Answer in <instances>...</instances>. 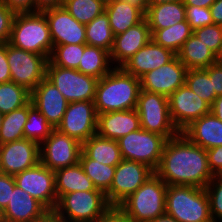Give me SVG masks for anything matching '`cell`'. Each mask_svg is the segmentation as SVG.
Here are the masks:
<instances>
[{
  "label": "cell",
  "mask_w": 222,
  "mask_h": 222,
  "mask_svg": "<svg viewBox=\"0 0 222 222\" xmlns=\"http://www.w3.org/2000/svg\"><path fill=\"white\" fill-rule=\"evenodd\" d=\"M155 173L167 185L205 188L214 177L206 149L192 143L182 132L168 139Z\"/></svg>",
  "instance_id": "6da1fadb"
},
{
  "label": "cell",
  "mask_w": 222,
  "mask_h": 222,
  "mask_svg": "<svg viewBox=\"0 0 222 222\" xmlns=\"http://www.w3.org/2000/svg\"><path fill=\"white\" fill-rule=\"evenodd\" d=\"M140 90L139 78L114 67L98 79L94 100L97 114L136 109Z\"/></svg>",
  "instance_id": "7a4b0ae2"
},
{
  "label": "cell",
  "mask_w": 222,
  "mask_h": 222,
  "mask_svg": "<svg viewBox=\"0 0 222 222\" xmlns=\"http://www.w3.org/2000/svg\"><path fill=\"white\" fill-rule=\"evenodd\" d=\"M8 43L16 48L50 58L53 43L44 13L38 11L16 14Z\"/></svg>",
  "instance_id": "3957f363"
},
{
  "label": "cell",
  "mask_w": 222,
  "mask_h": 222,
  "mask_svg": "<svg viewBox=\"0 0 222 222\" xmlns=\"http://www.w3.org/2000/svg\"><path fill=\"white\" fill-rule=\"evenodd\" d=\"M166 214L178 222H213L205 188L168 185Z\"/></svg>",
  "instance_id": "277c9868"
},
{
  "label": "cell",
  "mask_w": 222,
  "mask_h": 222,
  "mask_svg": "<svg viewBox=\"0 0 222 222\" xmlns=\"http://www.w3.org/2000/svg\"><path fill=\"white\" fill-rule=\"evenodd\" d=\"M167 184L155 173L118 207L134 222H149L166 213Z\"/></svg>",
  "instance_id": "5b68a950"
},
{
  "label": "cell",
  "mask_w": 222,
  "mask_h": 222,
  "mask_svg": "<svg viewBox=\"0 0 222 222\" xmlns=\"http://www.w3.org/2000/svg\"><path fill=\"white\" fill-rule=\"evenodd\" d=\"M110 207L105 194L95 189L62 195L53 212L67 222H94Z\"/></svg>",
  "instance_id": "8992f818"
},
{
  "label": "cell",
  "mask_w": 222,
  "mask_h": 222,
  "mask_svg": "<svg viewBox=\"0 0 222 222\" xmlns=\"http://www.w3.org/2000/svg\"><path fill=\"white\" fill-rule=\"evenodd\" d=\"M136 111L142 129L160 134L167 140L180 133L171 119L167 96L140 90Z\"/></svg>",
  "instance_id": "52a82bcc"
},
{
  "label": "cell",
  "mask_w": 222,
  "mask_h": 222,
  "mask_svg": "<svg viewBox=\"0 0 222 222\" xmlns=\"http://www.w3.org/2000/svg\"><path fill=\"white\" fill-rule=\"evenodd\" d=\"M117 141L124 160L143 163L156 171L167 139L160 134L140 128Z\"/></svg>",
  "instance_id": "ba28073f"
},
{
  "label": "cell",
  "mask_w": 222,
  "mask_h": 222,
  "mask_svg": "<svg viewBox=\"0 0 222 222\" xmlns=\"http://www.w3.org/2000/svg\"><path fill=\"white\" fill-rule=\"evenodd\" d=\"M46 78L57 87L69 103L95 100L98 82L96 77L83 74L77 69L56 66L48 61Z\"/></svg>",
  "instance_id": "9c48e42d"
},
{
  "label": "cell",
  "mask_w": 222,
  "mask_h": 222,
  "mask_svg": "<svg viewBox=\"0 0 222 222\" xmlns=\"http://www.w3.org/2000/svg\"><path fill=\"white\" fill-rule=\"evenodd\" d=\"M7 60L11 81L30 92L46 78L47 56L34 54L7 43Z\"/></svg>",
  "instance_id": "30bf717a"
},
{
  "label": "cell",
  "mask_w": 222,
  "mask_h": 222,
  "mask_svg": "<svg viewBox=\"0 0 222 222\" xmlns=\"http://www.w3.org/2000/svg\"><path fill=\"white\" fill-rule=\"evenodd\" d=\"M82 144L57 129L39 145L40 162L52 171L75 165L79 162Z\"/></svg>",
  "instance_id": "8fae6325"
},
{
  "label": "cell",
  "mask_w": 222,
  "mask_h": 222,
  "mask_svg": "<svg viewBox=\"0 0 222 222\" xmlns=\"http://www.w3.org/2000/svg\"><path fill=\"white\" fill-rule=\"evenodd\" d=\"M154 174L155 171L143 163L123 159L116 166L110 190L105 194L108 203L118 206Z\"/></svg>",
  "instance_id": "7c38bea8"
},
{
  "label": "cell",
  "mask_w": 222,
  "mask_h": 222,
  "mask_svg": "<svg viewBox=\"0 0 222 222\" xmlns=\"http://www.w3.org/2000/svg\"><path fill=\"white\" fill-rule=\"evenodd\" d=\"M16 185L41 202L53 212L58 199L56 195L55 172L41 162L14 176Z\"/></svg>",
  "instance_id": "4fadbf2b"
},
{
  "label": "cell",
  "mask_w": 222,
  "mask_h": 222,
  "mask_svg": "<svg viewBox=\"0 0 222 222\" xmlns=\"http://www.w3.org/2000/svg\"><path fill=\"white\" fill-rule=\"evenodd\" d=\"M97 120L94 101L70 102L56 129L82 144L97 133Z\"/></svg>",
  "instance_id": "5bb4252c"
},
{
  "label": "cell",
  "mask_w": 222,
  "mask_h": 222,
  "mask_svg": "<svg viewBox=\"0 0 222 222\" xmlns=\"http://www.w3.org/2000/svg\"><path fill=\"white\" fill-rule=\"evenodd\" d=\"M168 100L171 119L180 132L194 120L210 113V105L186 83L173 92Z\"/></svg>",
  "instance_id": "9a60e30c"
},
{
  "label": "cell",
  "mask_w": 222,
  "mask_h": 222,
  "mask_svg": "<svg viewBox=\"0 0 222 222\" xmlns=\"http://www.w3.org/2000/svg\"><path fill=\"white\" fill-rule=\"evenodd\" d=\"M40 162L39 144L21 139L0 145V172L15 176Z\"/></svg>",
  "instance_id": "2e32d148"
},
{
  "label": "cell",
  "mask_w": 222,
  "mask_h": 222,
  "mask_svg": "<svg viewBox=\"0 0 222 222\" xmlns=\"http://www.w3.org/2000/svg\"><path fill=\"white\" fill-rule=\"evenodd\" d=\"M187 68L176 55L170 62L140 78L141 90L169 97L186 81Z\"/></svg>",
  "instance_id": "e0dca14e"
},
{
  "label": "cell",
  "mask_w": 222,
  "mask_h": 222,
  "mask_svg": "<svg viewBox=\"0 0 222 222\" xmlns=\"http://www.w3.org/2000/svg\"><path fill=\"white\" fill-rule=\"evenodd\" d=\"M42 12L48 21L53 46L87 44L85 25L79 23L63 5L48 8Z\"/></svg>",
  "instance_id": "ac0fdd59"
},
{
  "label": "cell",
  "mask_w": 222,
  "mask_h": 222,
  "mask_svg": "<svg viewBox=\"0 0 222 222\" xmlns=\"http://www.w3.org/2000/svg\"><path fill=\"white\" fill-rule=\"evenodd\" d=\"M32 105L43 114L48 123L56 129L64 116L68 101L57 87L44 78L31 92Z\"/></svg>",
  "instance_id": "d6986e66"
},
{
  "label": "cell",
  "mask_w": 222,
  "mask_h": 222,
  "mask_svg": "<svg viewBox=\"0 0 222 222\" xmlns=\"http://www.w3.org/2000/svg\"><path fill=\"white\" fill-rule=\"evenodd\" d=\"M176 54L151 39L144 47L129 58L121 68L128 74L141 78L147 72L153 71L170 62Z\"/></svg>",
  "instance_id": "ffe728a7"
},
{
  "label": "cell",
  "mask_w": 222,
  "mask_h": 222,
  "mask_svg": "<svg viewBox=\"0 0 222 222\" xmlns=\"http://www.w3.org/2000/svg\"><path fill=\"white\" fill-rule=\"evenodd\" d=\"M50 211L15 184L8 205L3 210L4 222H38Z\"/></svg>",
  "instance_id": "44dd1931"
},
{
  "label": "cell",
  "mask_w": 222,
  "mask_h": 222,
  "mask_svg": "<svg viewBox=\"0 0 222 222\" xmlns=\"http://www.w3.org/2000/svg\"><path fill=\"white\" fill-rule=\"evenodd\" d=\"M150 40L151 32L146 19L128 28L124 33L116 35L110 51L112 64H117L114 67H121Z\"/></svg>",
  "instance_id": "7402d4cb"
},
{
  "label": "cell",
  "mask_w": 222,
  "mask_h": 222,
  "mask_svg": "<svg viewBox=\"0 0 222 222\" xmlns=\"http://www.w3.org/2000/svg\"><path fill=\"white\" fill-rule=\"evenodd\" d=\"M140 128L139 114L136 109L98 114L97 134L104 138L119 140Z\"/></svg>",
  "instance_id": "603a6c76"
},
{
  "label": "cell",
  "mask_w": 222,
  "mask_h": 222,
  "mask_svg": "<svg viewBox=\"0 0 222 222\" xmlns=\"http://www.w3.org/2000/svg\"><path fill=\"white\" fill-rule=\"evenodd\" d=\"M181 132L203 149L222 146V121L211 112L194 120Z\"/></svg>",
  "instance_id": "cb8c5ba5"
},
{
  "label": "cell",
  "mask_w": 222,
  "mask_h": 222,
  "mask_svg": "<svg viewBox=\"0 0 222 222\" xmlns=\"http://www.w3.org/2000/svg\"><path fill=\"white\" fill-rule=\"evenodd\" d=\"M114 36L124 33L145 19V13L138 7L123 0H114L105 6Z\"/></svg>",
  "instance_id": "d4e9b609"
},
{
  "label": "cell",
  "mask_w": 222,
  "mask_h": 222,
  "mask_svg": "<svg viewBox=\"0 0 222 222\" xmlns=\"http://www.w3.org/2000/svg\"><path fill=\"white\" fill-rule=\"evenodd\" d=\"M55 184L57 199L70 192L93 191L96 189L79 162L75 165L56 170Z\"/></svg>",
  "instance_id": "484cf974"
},
{
  "label": "cell",
  "mask_w": 222,
  "mask_h": 222,
  "mask_svg": "<svg viewBox=\"0 0 222 222\" xmlns=\"http://www.w3.org/2000/svg\"><path fill=\"white\" fill-rule=\"evenodd\" d=\"M82 152L88 158L110 166H117L123 160L118 141L97 133L82 143Z\"/></svg>",
  "instance_id": "4316f807"
},
{
  "label": "cell",
  "mask_w": 222,
  "mask_h": 222,
  "mask_svg": "<svg viewBox=\"0 0 222 222\" xmlns=\"http://www.w3.org/2000/svg\"><path fill=\"white\" fill-rule=\"evenodd\" d=\"M176 55L188 70L205 69L216 63V55L194 34L184 42Z\"/></svg>",
  "instance_id": "83f0119b"
},
{
  "label": "cell",
  "mask_w": 222,
  "mask_h": 222,
  "mask_svg": "<svg viewBox=\"0 0 222 222\" xmlns=\"http://www.w3.org/2000/svg\"><path fill=\"white\" fill-rule=\"evenodd\" d=\"M145 19L150 29H164L186 20L184 2H169L147 8Z\"/></svg>",
  "instance_id": "f1b7e54d"
},
{
  "label": "cell",
  "mask_w": 222,
  "mask_h": 222,
  "mask_svg": "<svg viewBox=\"0 0 222 222\" xmlns=\"http://www.w3.org/2000/svg\"><path fill=\"white\" fill-rule=\"evenodd\" d=\"M113 68L110 52L100 47L86 45L77 70L101 79Z\"/></svg>",
  "instance_id": "f546056e"
},
{
  "label": "cell",
  "mask_w": 222,
  "mask_h": 222,
  "mask_svg": "<svg viewBox=\"0 0 222 222\" xmlns=\"http://www.w3.org/2000/svg\"><path fill=\"white\" fill-rule=\"evenodd\" d=\"M151 39L157 44L177 54L184 42L193 34L189 23L185 20L164 29H150Z\"/></svg>",
  "instance_id": "4dcf8cb0"
},
{
  "label": "cell",
  "mask_w": 222,
  "mask_h": 222,
  "mask_svg": "<svg viewBox=\"0 0 222 222\" xmlns=\"http://www.w3.org/2000/svg\"><path fill=\"white\" fill-rule=\"evenodd\" d=\"M85 35L87 45L100 47L108 52L111 51L115 36L106 12L98 15L85 25Z\"/></svg>",
  "instance_id": "1f68e13d"
},
{
  "label": "cell",
  "mask_w": 222,
  "mask_h": 222,
  "mask_svg": "<svg viewBox=\"0 0 222 222\" xmlns=\"http://www.w3.org/2000/svg\"><path fill=\"white\" fill-rule=\"evenodd\" d=\"M85 174L92 180L96 189L106 194L110 190L116 166L105 165L88 158L82 151L79 157Z\"/></svg>",
  "instance_id": "d6a6232c"
},
{
  "label": "cell",
  "mask_w": 222,
  "mask_h": 222,
  "mask_svg": "<svg viewBox=\"0 0 222 222\" xmlns=\"http://www.w3.org/2000/svg\"><path fill=\"white\" fill-rule=\"evenodd\" d=\"M28 118V104L3 115L0 145L24 139V125Z\"/></svg>",
  "instance_id": "836d02e7"
},
{
  "label": "cell",
  "mask_w": 222,
  "mask_h": 222,
  "mask_svg": "<svg viewBox=\"0 0 222 222\" xmlns=\"http://www.w3.org/2000/svg\"><path fill=\"white\" fill-rule=\"evenodd\" d=\"M31 92L15 82L0 83V113L8 114L27 105Z\"/></svg>",
  "instance_id": "e575fe53"
},
{
  "label": "cell",
  "mask_w": 222,
  "mask_h": 222,
  "mask_svg": "<svg viewBox=\"0 0 222 222\" xmlns=\"http://www.w3.org/2000/svg\"><path fill=\"white\" fill-rule=\"evenodd\" d=\"M53 129L46 117L30 101L28 103V118L24 125V138L33 140L40 145L47 139Z\"/></svg>",
  "instance_id": "d590c367"
},
{
  "label": "cell",
  "mask_w": 222,
  "mask_h": 222,
  "mask_svg": "<svg viewBox=\"0 0 222 222\" xmlns=\"http://www.w3.org/2000/svg\"><path fill=\"white\" fill-rule=\"evenodd\" d=\"M65 9L81 24H88L105 12V5L99 0H64Z\"/></svg>",
  "instance_id": "8d00e7d4"
},
{
  "label": "cell",
  "mask_w": 222,
  "mask_h": 222,
  "mask_svg": "<svg viewBox=\"0 0 222 222\" xmlns=\"http://www.w3.org/2000/svg\"><path fill=\"white\" fill-rule=\"evenodd\" d=\"M87 44H64L53 46L49 61L62 68L77 69Z\"/></svg>",
  "instance_id": "74e56055"
},
{
  "label": "cell",
  "mask_w": 222,
  "mask_h": 222,
  "mask_svg": "<svg viewBox=\"0 0 222 222\" xmlns=\"http://www.w3.org/2000/svg\"><path fill=\"white\" fill-rule=\"evenodd\" d=\"M186 85L205 100L210 106L213 104L216 94L209 74L204 69H189L186 73Z\"/></svg>",
  "instance_id": "f35d334b"
},
{
  "label": "cell",
  "mask_w": 222,
  "mask_h": 222,
  "mask_svg": "<svg viewBox=\"0 0 222 222\" xmlns=\"http://www.w3.org/2000/svg\"><path fill=\"white\" fill-rule=\"evenodd\" d=\"M205 190L213 222H222V176H214Z\"/></svg>",
  "instance_id": "ab89813d"
},
{
  "label": "cell",
  "mask_w": 222,
  "mask_h": 222,
  "mask_svg": "<svg viewBox=\"0 0 222 222\" xmlns=\"http://www.w3.org/2000/svg\"><path fill=\"white\" fill-rule=\"evenodd\" d=\"M193 34L202 40L208 48L217 55L222 44V26L212 24L193 31Z\"/></svg>",
  "instance_id": "60d3db41"
},
{
  "label": "cell",
  "mask_w": 222,
  "mask_h": 222,
  "mask_svg": "<svg viewBox=\"0 0 222 222\" xmlns=\"http://www.w3.org/2000/svg\"><path fill=\"white\" fill-rule=\"evenodd\" d=\"M186 21L189 23L191 29H195L212 25L213 20L210 8L185 6Z\"/></svg>",
  "instance_id": "b9f144b4"
},
{
  "label": "cell",
  "mask_w": 222,
  "mask_h": 222,
  "mask_svg": "<svg viewBox=\"0 0 222 222\" xmlns=\"http://www.w3.org/2000/svg\"><path fill=\"white\" fill-rule=\"evenodd\" d=\"M15 13L0 2V44L9 42Z\"/></svg>",
  "instance_id": "7bdbcfd3"
},
{
  "label": "cell",
  "mask_w": 222,
  "mask_h": 222,
  "mask_svg": "<svg viewBox=\"0 0 222 222\" xmlns=\"http://www.w3.org/2000/svg\"><path fill=\"white\" fill-rule=\"evenodd\" d=\"M15 184L14 176L0 172V209L2 211L9 203L11 190H13Z\"/></svg>",
  "instance_id": "ee69618b"
},
{
  "label": "cell",
  "mask_w": 222,
  "mask_h": 222,
  "mask_svg": "<svg viewBox=\"0 0 222 222\" xmlns=\"http://www.w3.org/2000/svg\"><path fill=\"white\" fill-rule=\"evenodd\" d=\"M15 14L37 12L35 0H0Z\"/></svg>",
  "instance_id": "f6af8a7d"
},
{
  "label": "cell",
  "mask_w": 222,
  "mask_h": 222,
  "mask_svg": "<svg viewBox=\"0 0 222 222\" xmlns=\"http://www.w3.org/2000/svg\"><path fill=\"white\" fill-rule=\"evenodd\" d=\"M208 165L214 176H222V146L207 149Z\"/></svg>",
  "instance_id": "bcb514c9"
},
{
  "label": "cell",
  "mask_w": 222,
  "mask_h": 222,
  "mask_svg": "<svg viewBox=\"0 0 222 222\" xmlns=\"http://www.w3.org/2000/svg\"><path fill=\"white\" fill-rule=\"evenodd\" d=\"M210 76L216 97L222 95V65L214 63L204 69Z\"/></svg>",
  "instance_id": "7dc6e473"
},
{
  "label": "cell",
  "mask_w": 222,
  "mask_h": 222,
  "mask_svg": "<svg viewBox=\"0 0 222 222\" xmlns=\"http://www.w3.org/2000/svg\"><path fill=\"white\" fill-rule=\"evenodd\" d=\"M94 222H134L118 206H111Z\"/></svg>",
  "instance_id": "c3c4849f"
},
{
  "label": "cell",
  "mask_w": 222,
  "mask_h": 222,
  "mask_svg": "<svg viewBox=\"0 0 222 222\" xmlns=\"http://www.w3.org/2000/svg\"><path fill=\"white\" fill-rule=\"evenodd\" d=\"M11 81L10 67L7 60V43L0 44V83Z\"/></svg>",
  "instance_id": "681fc988"
},
{
  "label": "cell",
  "mask_w": 222,
  "mask_h": 222,
  "mask_svg": "<svg viewBox=\"0 0 222 222\" xmlns=\"http://www.w3.org/2000/svg\"><path fill=\"white\" fill-rule=\"evenodd\" d=\"M210 10L213 23L222 26V0H216L210 6Z\"/></svg>",
  "instance_id": "f907efd6"
},
{
  "label": "cell",
  "mask_w": 222,
  "mask_h": 222,
  "mask_svg": "<svg viewBox=\"0 0 222 222\" xmlns=\"http://www.w3.org/2000/svg\"><path fill=\"white\" fill-rule=\"evenodd\" d=\"M64 0H35L37 12L63 5Z\"/></svg>",
  "instance_id": "816d5d0a"
},
{
  "label": "cell",
  "mask_w": 222,
  "mask_h": 222,
  "mask_svg": "<svg viewBox=\"0 0 222 222\" xmlns=\"http://www.w3.org/2000/svg\"><path fill=\"white\" fill-rule=\"evenodd\" d=\"M210 112L222 121V95L215 98L213 104L210 106Z\"/></svg>",
  "instance_id": "f5cc1de1"
},
{
  "label": "cell",
  "mask_w": 222,
  "mask_h": 222,
  "mask_svg": "<svg viewBox=\"0 0 222 222\" xmlns=\"http://www.w3.org/2000/svg\"><path fill=\"white\" fill-rule=\"evenodd\" d=\"M216 0H184L185 6H197V7H205L210 8V6L215 2Z\"/></svg>",
  "instance_id": "db71d44e"
},
{
  "label": "cell",
  "mask_w": 222,
  "mask_h": 222,
  "mask_svg": "<svg viewBox=\"0 0 222 222\" xmlns=\"http://www.w3.org/2000/svg\"><path fill=\"white\" fill-rule=\"evenodd\" d=\"M131 5H134L138 8H140L144 13H146V10L148 8V0H123Z\"/></svg>",
  "instance_id": "11a10c76"
},
{
  "label": "cell",
  "mask_w": 222,
  "mask_h": 222,
  "mask_svg": "<svg viewBox=\"0 0 222 222\" xmlns=\"http://www.w3.org/2000/svg\"><path fill=\"white\" fill-rule=\"evenodd\" d=\"M38 222H67L64 219L58 217L54 212H49L44 218Z\"/></svg>",
  "instance_id": "9f6ffc18"
},
{
  "label": "cell",
  "mask_w": 222,
  "mask_h": 222,
  "mask_svg": "<svg viewBox=\"0 0 222 222\" xmlns=\"http://www.w3.org/2000/svg\"><path fill=\"white\" fill-rule=\"evenodd\" d=\"M149 222H178V221L175 218L165 213L164 215L158 216L157 218Z\"/></svg>",
  "instance_id": "6f0895ef"
},
{
  "label": "cell",
  "mask_w": 222,
  "mask_h": 222,
  "mask_svg": "<svg viewBox=\"0 0 222 222\" xmlns=\"http://www.w3.org/2000/svg\"><path fill=\"white\" fill-rule=\"evenodd\" d=\"M184 0H148V7L169 2H183Z\"/></svg>",
  "instance_id": "680465c9"
},
{
  "label": "cell",
  "mask_w": 222,
  "mask_h": 222,
  "mask_svg": "<svg viewBox=\"0 0 222 222\" xmlns=\"http://www.w3.org/2000/svg\"><path fill=\"white\" fill-rule=\"evenodd\" d=\"M216 62L222 65V44L219 53L216 55Z\"/></svg>",
  "instance_id": "91938a15"
},
{
  "label": "cell",
  "mask_w": 222,
  "mask_h": 222,
  "mask_svg": "<svg viewBox=\"0 0 222 222\" xmlns=\"http://www.w3.org/2000/svg\"><path fill=\"white\" fill-rule=\"evenodd\" d=\"M100 2H102L105 6L112 3L114 0H99Z\"/></svg>",
  "instance_id": "94428289"
},
{
  "label": "cell",
  "mask_w": 222,
  "mask_h": 222,
  "mask_svg": "<svg viewBox=\"0 0 222 222\" xmlns=\"http://www.w3.org/2000/svg\"><path fill=\"white\" fill-rule=\"evenodd\" d=\"M0 222H4L3 221V211L0 209Z\"/></svg>",
  "instance_id": "6125c7cd"
},
{
  "label": "cell",
  "mask_w": 222,
  "mask_h": 222,
  "mask_svg": "<svg viewBox=\"0 0 222 222\" xmlns=\"http://www.w3.org/2000/svg\"><path fill=\"white\" fill-rule=\"evenodd\" d=\"M2 119H3V114L0 113V127H1V124H2Z\"/></svg>",
  "instance_id": "be15d7a7"
}]
</instances>
